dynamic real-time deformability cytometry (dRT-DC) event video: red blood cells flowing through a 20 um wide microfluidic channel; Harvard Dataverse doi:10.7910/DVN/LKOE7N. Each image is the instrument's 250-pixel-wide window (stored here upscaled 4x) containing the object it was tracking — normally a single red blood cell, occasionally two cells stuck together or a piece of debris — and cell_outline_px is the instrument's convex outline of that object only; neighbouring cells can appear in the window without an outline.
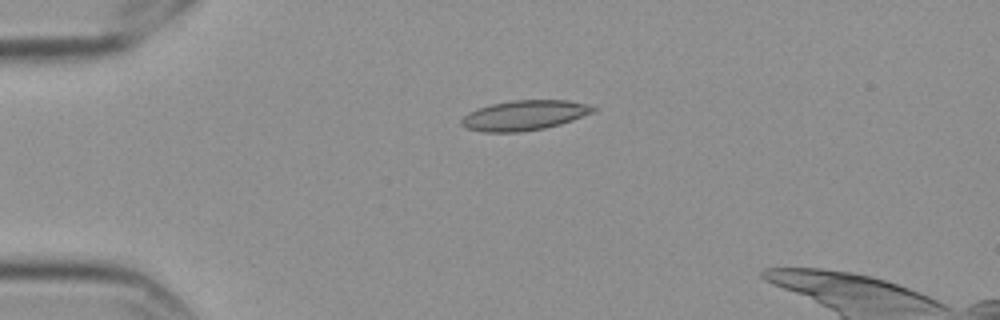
{"species": "Egyptian fruit bat (a non-hibernating species)", "species_latin": "Rousettus aegyptiacus", "temperature_condition": "cold", "stored_images_in_passage": 3, "camera_frame_rate_fps": 3000, "um_per_image_px": 0.085, "frame": {"image": 1, "passage_image": 1, "time_ms": 0.0, "image_size_px": [1000, 320], "cell_outline_px": [[596, 108], [592, 112], [572, 120], [560, 124], [544, 128], [520, 132], [484, 132], [464, 128], [460, 124], [460, 120], [468, 112], [476, 108], [492, 104], [512, 100], [568, 100], [588, 104]], "centroid_in_image_um": [44.51, 9.8], "position_along_channel_um": 40.5, "area_um2": 23.0}}